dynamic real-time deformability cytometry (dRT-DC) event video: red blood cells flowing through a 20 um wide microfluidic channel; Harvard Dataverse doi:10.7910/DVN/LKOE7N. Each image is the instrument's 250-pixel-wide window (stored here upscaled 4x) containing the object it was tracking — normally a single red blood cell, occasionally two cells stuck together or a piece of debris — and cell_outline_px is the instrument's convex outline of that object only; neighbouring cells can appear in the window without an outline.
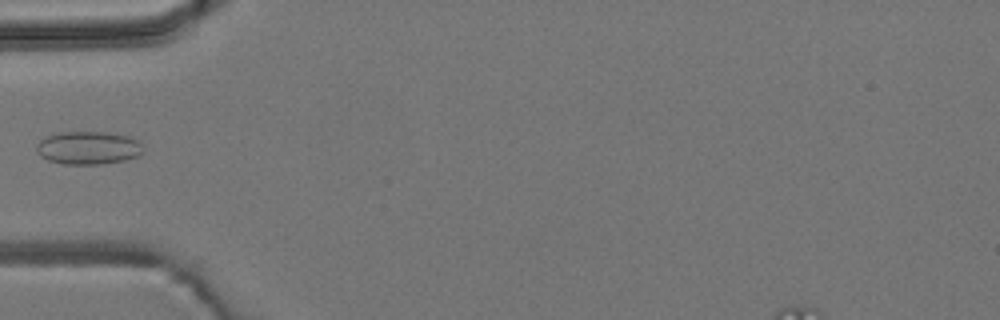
{"species": "common noctule bat (a hibernating species)", "species_latin": "Nyctalus noctula", "temperature_condition": "room temperature", "stored_images_in_passage": 4, "camera_frame_rate_fps": 3000, "um_per_image_px": 0.085, "animal": {"sex": "male", "body_mass_g": 19.2, "forearm_length_mm": 51.8}, "frame": {"image": 1, "passage_image": 4, "time_ms": 3.333, "image_size_px": [1000, 320], "cell_outline_px": [[144, 148], [140, 156], [124, 160], [100, 164], [64, 164], [48, 160], [40, 156], [36, 152], [36, 144], [44, 136], [60, 132], [108, 132], [132, 136], [140, 140]], "centroid_in_image_um": [7.53, 12.55], "position_along_channel_um": 77.5, "area_um2": 20.98}}